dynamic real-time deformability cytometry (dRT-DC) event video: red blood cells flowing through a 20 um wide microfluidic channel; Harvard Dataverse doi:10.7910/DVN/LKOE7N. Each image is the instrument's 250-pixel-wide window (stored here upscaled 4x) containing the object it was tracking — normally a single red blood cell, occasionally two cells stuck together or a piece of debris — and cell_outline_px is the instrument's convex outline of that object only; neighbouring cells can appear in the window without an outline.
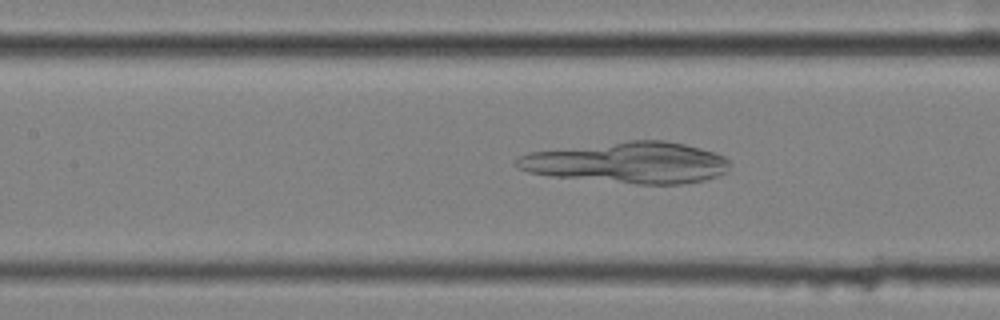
{"species": "common noctule bat (a hibernating species)", "species_latin": "Nyctalus noctula", "temperature_condition": "cold", "stored_images_in_passage": 57, "camera_frame_rate_fps": 3000, "um_per_image_px": 0.085, "animal": {"sex": "female", "body_mass_g": 25.1}, "frame": {"image": 1, "passage_image": 26, "time_ms": 8.333, "image_size_px": [1000, 320], "cell_outline_px": [[728, 168], [724, 172], [716, 176], [704, 180], [680, 184], [636, 184], [552, 176], [528, 172], [516, 168], [512, 164], [512, 160], [528, 152], [628, 140], [664, 140], [684, 144], [716, 152], [724, 156], [728, 160]], "centroid_in_image_um": [53.32, 13.81], "position_along_channel_um": 154.1, "area_um2": 51.27}}
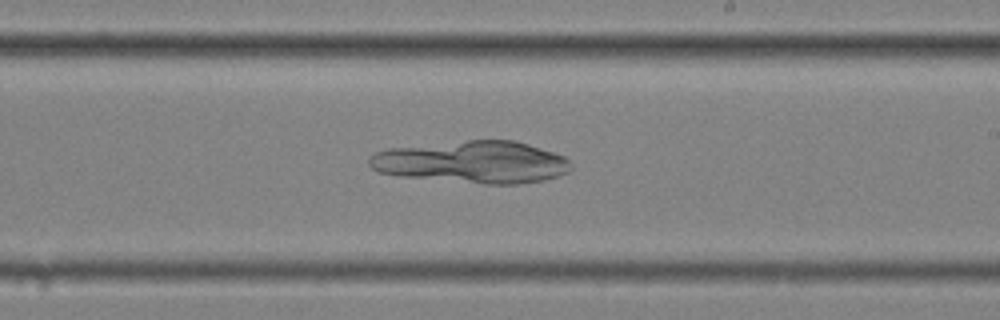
{"frame": {"image": 2, "passage_image": 34, "time_ms": 11.0, "image_size_px": [1000, 320], "cell_outline_px": [[572, 168], [568, 172], [544, 180], [520, 184], [484, 184], [400, 176], [376, 172], [368, 164], [368, 160], [376, 152], [388, 148], [468, 140], [512, 140], [528, 144], [564, 156], [568, 160]], "centroid_in_image_um": [40.14, 13.78], "position_along_channel_um": 248.9, "area_um2": 49.48}}
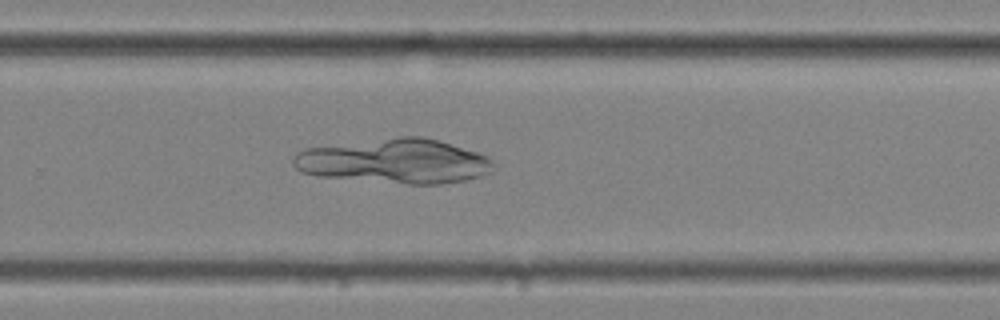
{"frame": {"image": 3, "passage_image": 38, "time_ms": 12.333, "image_size_px": [1000, 320], "cell_outline_px": [[496, 168], [492, 172], [480, 176], [464, 180], [440, 184], [408, 184], [320, 176], [304, 172], [296, 168], [292, 164], [292, 160], [296, 152], [304, 148], [400, 136], [424, 136], [440, 140], [476, 152], [492, 160], [496, 164]], "centroid_in_image_um": [33.57, 13.69], "position_along_channel_um": 296.2, "area_um2": 51.96}}